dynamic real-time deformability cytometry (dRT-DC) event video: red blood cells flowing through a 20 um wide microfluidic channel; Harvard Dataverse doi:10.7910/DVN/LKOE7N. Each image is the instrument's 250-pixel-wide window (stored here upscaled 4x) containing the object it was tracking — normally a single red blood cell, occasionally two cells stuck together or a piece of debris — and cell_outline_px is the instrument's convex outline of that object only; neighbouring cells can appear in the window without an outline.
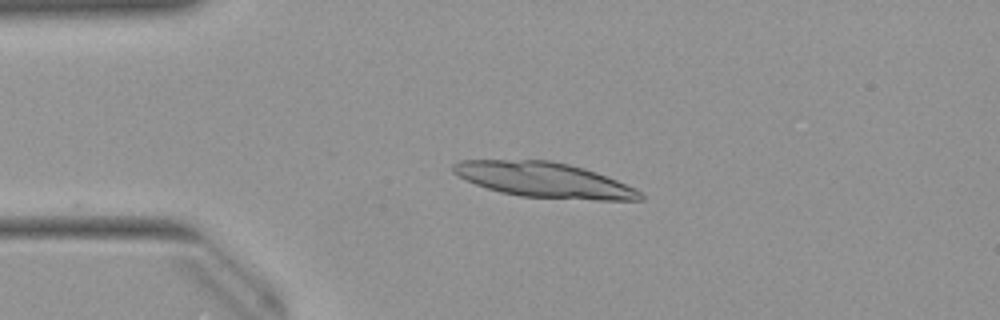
{"species": "Egyptian fruit bat (a non-hibernating species)", "species_latin": "Rousettus aegyptiacus", "temperature_condition": "warm", "stored_images_in_passage": 16, "segment_of_instrument_passage": [1, 2], "camera_frame_rate_fps": 3000, "um_per_image_px": 0.085, "animal": {"sex": "female"}, "frame": {"image": 1, "passage_image": 1, "time_ms": 0.0, "image_size_px": [1000, 320], "cell_outline_px": [[644, 200], [596, 200], [520, 196], [500, 192], [476, 184], [452, 172], [452, 164], [460, 160], [552, 160], [584, 168], [596, 172], [616, 180], [640, 192], [644, 196]], "centroid_in_image_um": [46.24, 15.29], "position_along_channel_um": 38.8, "area_um2": 37.92}}